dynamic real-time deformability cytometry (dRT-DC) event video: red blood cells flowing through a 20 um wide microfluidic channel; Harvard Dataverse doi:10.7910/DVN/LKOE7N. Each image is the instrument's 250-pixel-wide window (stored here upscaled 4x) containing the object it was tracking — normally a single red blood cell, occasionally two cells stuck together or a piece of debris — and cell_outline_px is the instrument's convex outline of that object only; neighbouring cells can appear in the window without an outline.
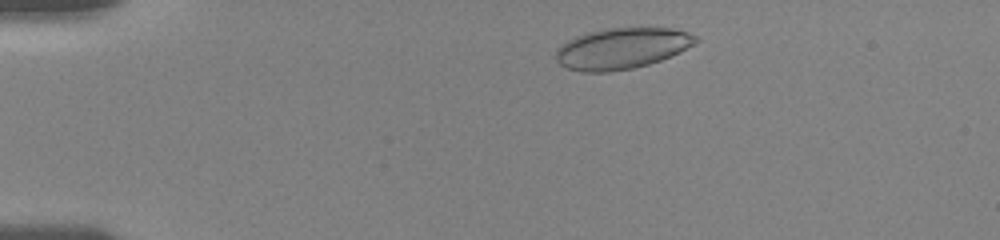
{"species": "human", "species_latin": "Homo sapiens", "temperature_condition": "room temperature", "stored_images_in_passage": 34, "camera_frame_rate_fps": 3000, "um_per_image_px": 0.085, "donor": {"sex": "female"}, "frame": {"image": 1, "passage_image": 3, "time_ms": 1.0, "image_size_px": [1000, 240], "cell_outline_px": [[700, 40], [680, 52], [672, 56], [648, 64], [632, 68], [608, 72], [580, 72], [568, 68], [560, 64], [556, 60], [556, 48], [560, 44], [576, 36], [588, 32], [608, 28], [672, 28], [688, 32], [696, 36]], "centroid_in_image_um": [52.84, 4.11], "position_along_channel_um": 32.2, "area_um2": 33.47}}
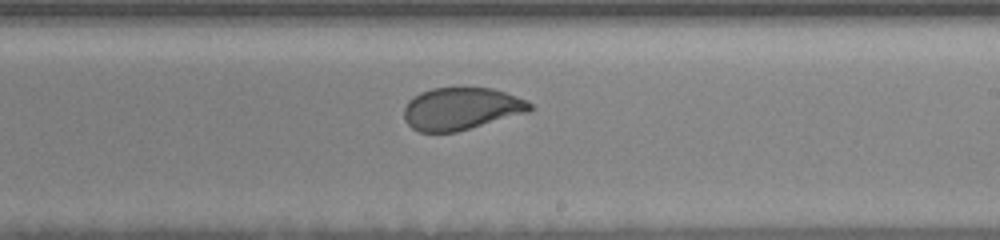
{"frame": {"image": 2, "passage_image": 19, "time_ms": 8.667, "image_size_px": [1000, 240], "cell_outline_px": [[532, 108], [528, 112], [456, 132], [420, 132], [412, 128], [404, 120], [404, 108], [408, 100], [412, 96], [420, 92], [432, 88], [492, 88], [528, 100], [532, 104]], "centroid_in_image_um": [39.17, 9.24], "position_along_channel_um": 249.8, "area_um2": 31.04}}
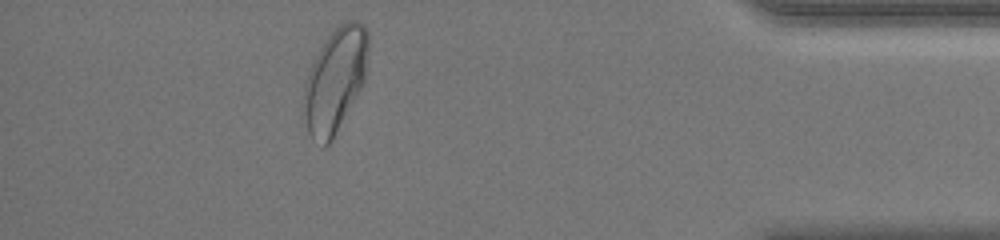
{"frame": {"image": 3, "passage_image": 31, "time_ms": 14.0, "image_size_px": [1000, 240], "cell_outline_px": [[368, 48], [364, 80], [332, 140], [324, 148], [312, 140], [308, 132], [304, 100], [304, 88], [308, 72], [320, 48], [328, 36], [340, 24], [348, 20], [356, 20], [368, 32]], "centroid_in_image_um": [28.48, 6.81], "position_along_channel_um": 406.7, "area_um2": 38.15}, "authors_computed_cell_mechanics": {"area_um2": 33.5818, "velocity_mm_per_s": 3.6587, "shape_relaxation_time_tau1_ms": 3.9544, "shape_relaxation_time_tau2_ms": null, "deformation_change_tau1": 0.1293, "deformation_change_tau2": null}}